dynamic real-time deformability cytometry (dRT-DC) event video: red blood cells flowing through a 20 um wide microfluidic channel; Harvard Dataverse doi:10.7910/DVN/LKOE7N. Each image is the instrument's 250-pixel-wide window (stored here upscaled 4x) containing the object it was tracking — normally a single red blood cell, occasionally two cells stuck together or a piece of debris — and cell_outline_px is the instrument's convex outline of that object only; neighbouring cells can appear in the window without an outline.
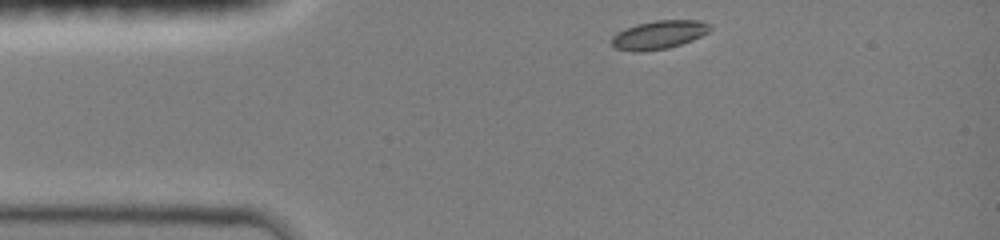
{"species": "common noctule bat (a hibernating species)", "species_latin": "Nyctalus noctula", "temperature_condition": "room temperature", "stored_images_in_passage": 18, "camera_frame_rate_fps": 3000, "um_per_image_px": 0.085, "animal": {"sex": "female", "body_mass_g": 19.0, "forearm_length_mm": 51.5}, "frame": {"image": 1, "passage_image": 1, "time_ms": 0.0, "image_size_px": [1000, 240], "cell_outline_px": [[712, 28], [708, 32], [692, 40], [668, 48], [640, 52], [632, 52], [616, 48], [612, 44], [612, 36], [616, 32], [624, 28], [636, 24], [656, 20], [700, 20], [712, 24]], "centroid_in_image_um": [56.0, 2.95], "position_along_channel_um": 29.0, "area_um2": 16.47}}
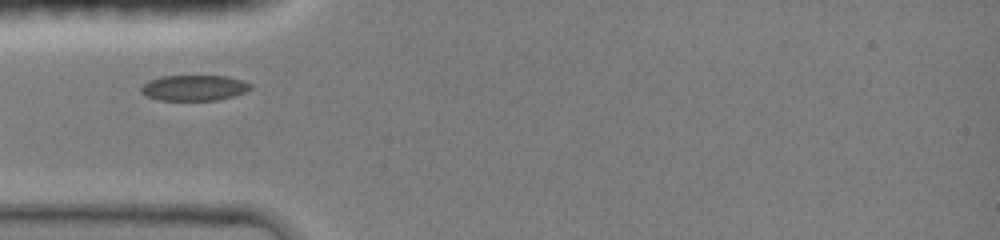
{"frame": {"image": 2, "passage_image": 12, "time_ms": 2.0, "image_size_px": [1000, 240], "cell_outline_px": [[252, 88], [244, 92], [232, 96], [216, 100], [160, 100], [148, 96], [140, 92], [140, 88], [148, 80], [164, 76], [224, 76], [240, 80], [252, 84]], "centroid_in_image_um": [16.48, 7.46], "position_along_channel_um": 68.5, "area_um2": 16.13}}
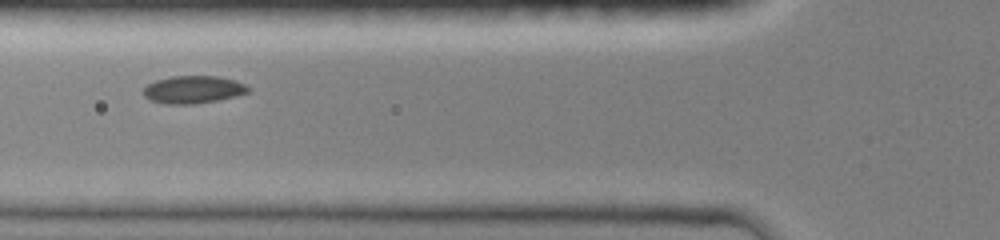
{"frame": {"image": 3, "passage_image": 17, "time_ms": 3.0, "image_size_px": [1000, 240], "cell_outline_px": [[252, 88], [248, 92], [236, 96], [216, 100], [192, 104], [164, 104], [148, 100], [144, 96], [144, 88], [148, 84], [156, 80], [172, 76], [216, 76], [236, 80]], "centroid_in_image_um": [16.42, 7.61], "position_along_channel_um": 109.4, "area_um2": 16.88}}